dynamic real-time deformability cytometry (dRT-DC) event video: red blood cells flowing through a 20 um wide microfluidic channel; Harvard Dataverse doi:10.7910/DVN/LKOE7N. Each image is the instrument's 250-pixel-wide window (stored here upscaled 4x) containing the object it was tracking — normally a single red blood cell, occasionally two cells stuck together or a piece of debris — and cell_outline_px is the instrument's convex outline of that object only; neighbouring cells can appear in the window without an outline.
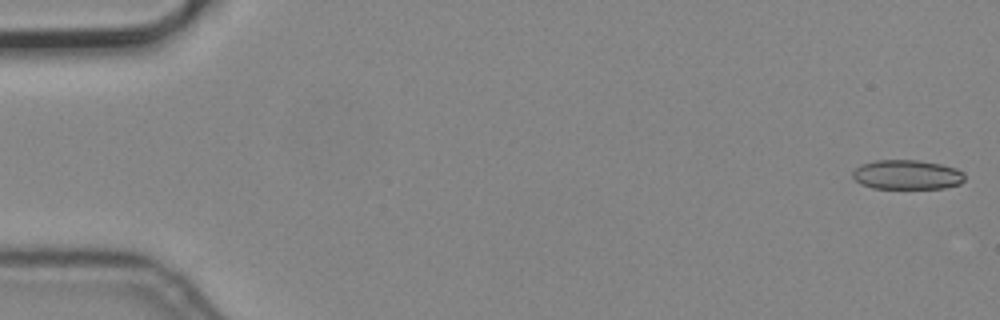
{"species": "common noctule bat (a hibernating species)", "species_latin": "Nyctalus noctula", "temperature_condition": "cold", "stored_images_in_passage": 10, "camera_frame_rate_fps": 3000, "um_per_image_px": 0.085, "animal": {"sex": "male", "body_mass_g": 19.2, "forearm_length_mm": 51.8}, "frame": {"image": 1, "passage_image": 1, "time_ms": 0.0, "image_size_px": [1000, 320], "cell_outline_px": [[964, 180], [960, 184], [944, 188], [872, 188], [860, 184], [852, 176], [852, 172], [856, 168], [864, 164], [876, 160], [920, 160], [940, 164], [956, 168], [964, 172]], "centroid_in_image_um": [77.11, 14.85], "position_along_channel_um": 7.9, "area_um2": 19.25}}
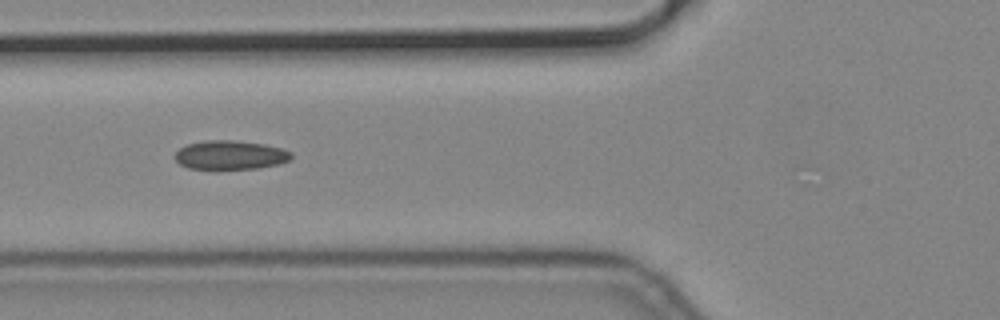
{"frame": {"image": 2, "passage_image": 6, "time_ms": 1.667, "image_size_px": [1000, 320], "cell_outline_px": [[292, 156], [288, 160], [280, 164], [260, 168], [188, 168], [180, 164], [172, 156], [180, 148], [188, 144], [204, 140], [232, 140], [264, 144], [280, 148], [292, 152]], "centroid_in_image_um": [19.56, 13.17], "position_along_channel_um": 106.2, "area_um2": 19.48}}
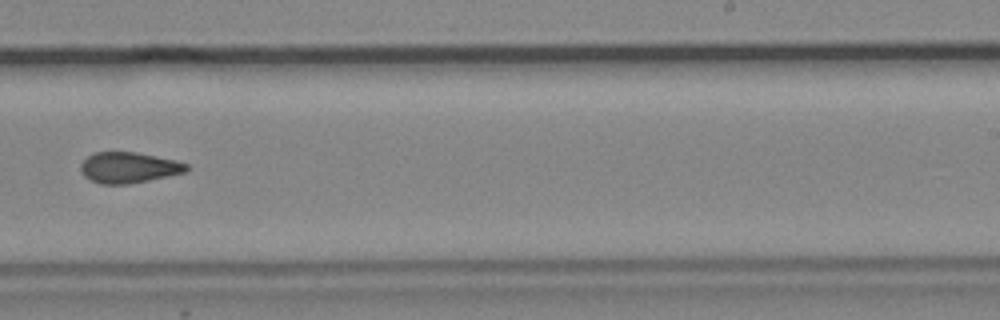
{"frame": {"image": 3, "passage_image": 10, "time_ms": 3.0, "image_size_px": [1000, 320], "cell_outline_px": [[188, 172], [128, 184], [100, 184], [84, 176], [80, 168], [80, 164], [88, 156], [96, 152], [136, 152], [176, 160], [188, 164]], "centroid_in_image_um": [10.96, 14.24], "position_along_channel_um": 278.0, "area_um2": 18.96}}